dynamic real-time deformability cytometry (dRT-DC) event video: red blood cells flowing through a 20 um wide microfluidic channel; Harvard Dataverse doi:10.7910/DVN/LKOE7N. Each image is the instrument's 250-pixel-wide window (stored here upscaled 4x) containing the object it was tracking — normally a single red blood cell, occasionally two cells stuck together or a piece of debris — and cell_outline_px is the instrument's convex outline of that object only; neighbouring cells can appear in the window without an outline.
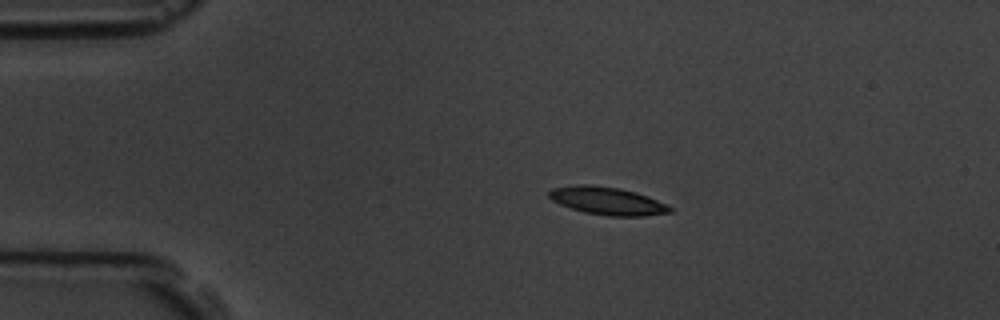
{"species": "common noctule bat (a hibernating species)", "species_latin": "Nyctalus noctula", "temperature_condition": "room temperature", "stored_images_in_passage": 8, "camera_frame_rate_fps": 3000, "um_per_image_px": 0.085, "animal": {"sex": "male", "body_mass_g": 19.5, "forearm_length_mm": 54.6}, "frame": {"image": 1, "passage_image": 3, "time_ms": 2.0, "image_size_px": [1000, 320], "cell_outline_px": [[672, 212], [644, 216], [608, 216], [584, 212], [560, 204], [552, 200], [548, 196], [548, 192], [552, 188], [576, 184], [592, 184], [620, 188], [636, 192], [648, 196], [668, 204], [672, 208]], "centroid_in_image_um": [51.64, 17.06], "position_along_channel_um": 33.4, "area_um2": 19.77}}
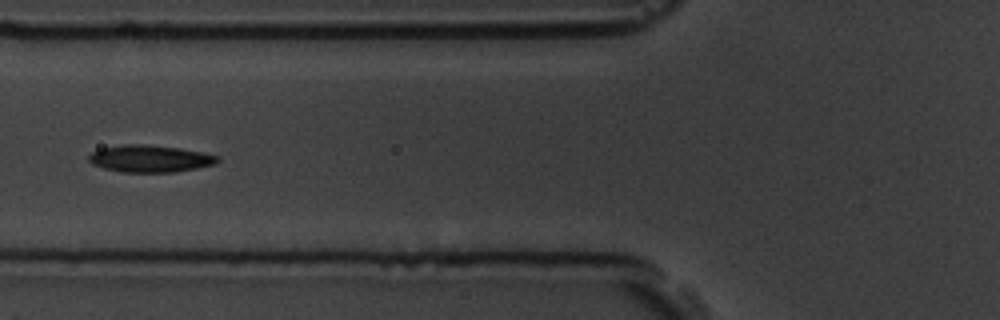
{"frame": {"image": 2, "passage_image": 5, "time_ms": 5.333, "image_size_px": [1000, 320], "cell_outline_px": [[220, 160], [216, 164], [196, 168], [172, 172], [120, 172], [104, 168], [92, 164], [88, 160], [88, 156], [92, 152], [100, 148], [120, 144], [144, 144], [180, 148], [204, 152], [220, 156]], "centroid_in_image_um": [12.75, 13.47], "position_along_channel_um": 113.0, "area_um2": 20.52}}
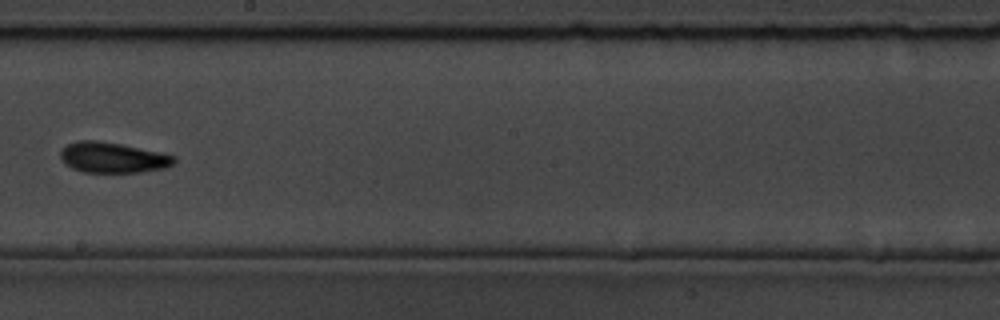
{"frame": {"image": 3, "passage_image": 8, "time_ms": 8.667, "image_size_px": [1000, 320], "cell_outline_px": [[176, 164], [168, 168], [140, 172], [84, 172], [72, 168], [64, 164], [60, 160], [60, 152], [68, 144], [76, 140], [96, 140], [120, 144], [160, 152], [176, 156]], "centroid_in_image_um": [9.61, 13.4], "position_along_channel_um": 238.6, "area_um2": 20.4}}